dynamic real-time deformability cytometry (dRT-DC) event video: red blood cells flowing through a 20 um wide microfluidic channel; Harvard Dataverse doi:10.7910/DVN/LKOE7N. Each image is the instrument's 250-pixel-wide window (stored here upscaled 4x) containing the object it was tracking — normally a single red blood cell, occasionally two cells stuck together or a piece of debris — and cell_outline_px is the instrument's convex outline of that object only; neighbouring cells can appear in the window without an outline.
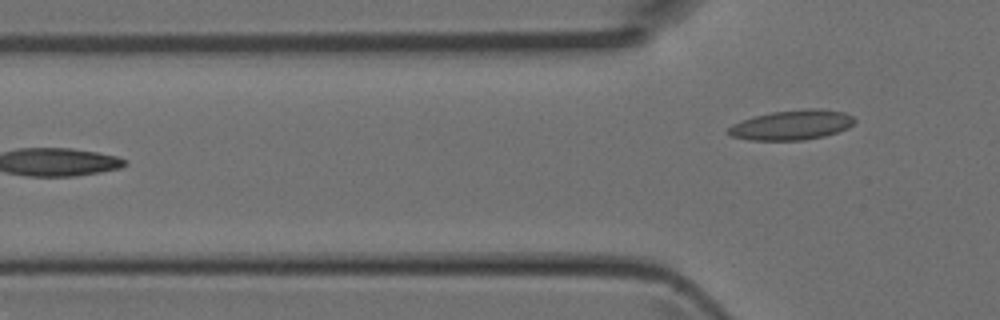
{"species": "Egyptian fruit bat (a non-hibernating species)", "species_latin": "Rousettus aegyptiacus", "temperature_condition": "room temperature", "stored_images_in_passage": 2, "camera_frame_rate_fps": 3000, "um_per_image_px": 0.085, "animal": {"sex": "female"}, "frame": {"image": 1, "passage_image": 2, "time_ms": 0.333, "image_size_px": [1000, 320], "cell_outline_px": [[856, 120], [848, 128], [824, 136], [804, 140], [748, 140], [732, 136], [724, 132], [732, 124], [752, 116], [772, 112], [808, 108], [820, 108], [844, 112], [852, 116]], "centroid_in_image_um": [67.27, 10.62], "position_along_channel_um": 58.5, "area_um2": 22.08}}